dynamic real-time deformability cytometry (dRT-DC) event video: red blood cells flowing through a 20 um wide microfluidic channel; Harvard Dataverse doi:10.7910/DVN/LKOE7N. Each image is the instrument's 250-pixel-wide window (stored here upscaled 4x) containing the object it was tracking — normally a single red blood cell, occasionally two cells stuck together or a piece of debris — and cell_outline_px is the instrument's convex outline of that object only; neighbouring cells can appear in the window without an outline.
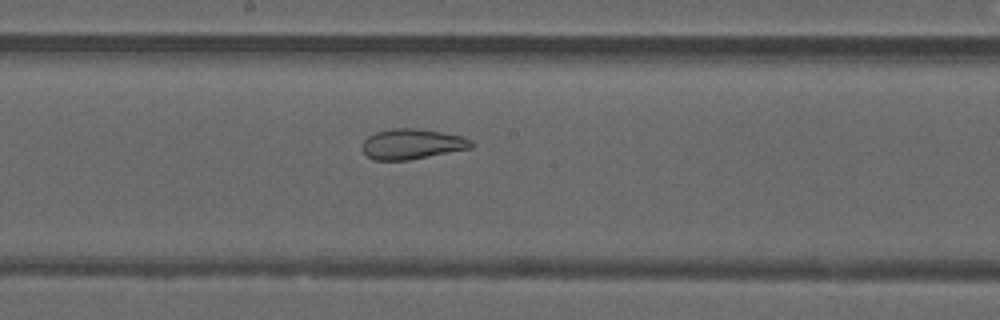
{"species": "common noctule bat (a hibernating species)", "species_latin": "Nyctalus noctula", "temperature_condition": "warm", "stored_images_in_passage": 33, "camera_frame_rate_fps": 3000, "um_per_image_px": 0.085, "animal": {"sex": "male", "forearm_length_mm": 52.5}, "frame": {"image": 1, "passage_image": 11, "time_ms": 3.333, "image_size_px": [1000, 320], "cell_outline_px": [[476, 144], [472, 148], [408, 160], [372, 160], [364, 152], [364, 140], [368, 136], [376, 132], [392, 128], [416, 128], [464, 136], [472, 140]], "centroid_in_image_um": [35.07, 12.24], "position_along_channel_um": 213.1, "area_um2": 19.25}}
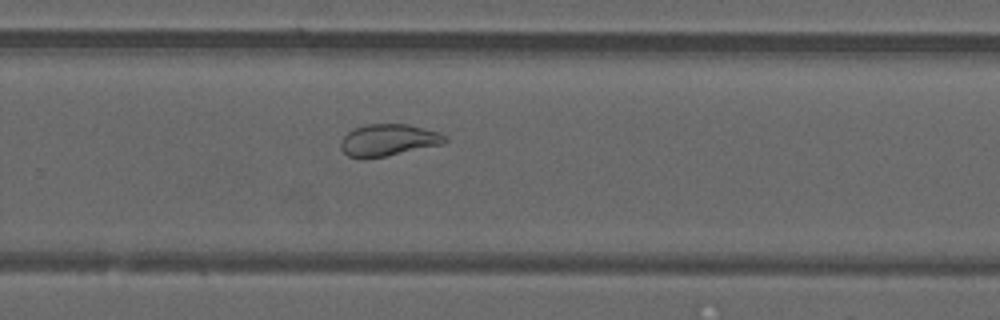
{"frame": {"image": 2, "passage_image": 17, "time_ms": 5.333, "image_size_px": [1000, 320], "cell_outline_px": [[448, 140], [444, 144], [364, 160], [360, 160], [348, 156], [340, 148], [340, 140], [352, 128], [368, 124], [408, 124], [440, 132], [448, 136]], "centroid_in_image_um": [32.99, 11.91], "position_along_channel_um": 296.8, "area_um2": 19.71}}
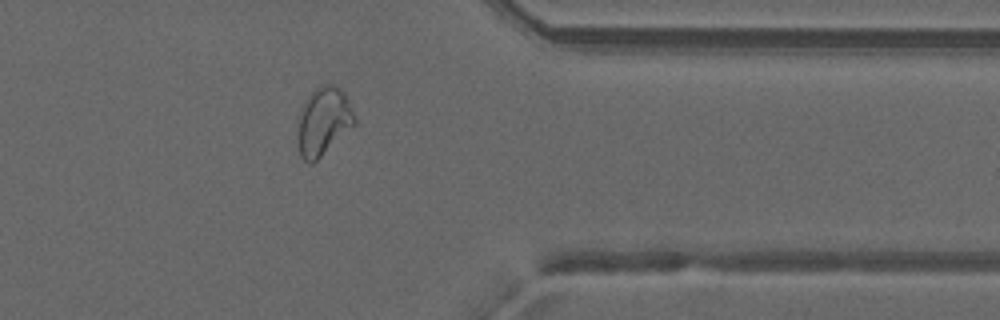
{"frame": {"image": 3, "passage_image": 24, "time_ms": 7.667, "image_size_px": [1000, 320], "cell_outline_px": [[356, 124], [312, 164], [308, 164], [300, 156], [296, 116], [304, 100], [320, 84], [336, 84], [344, 92], [356, 116]], "centroid_in_image_um": [27.47, 10.29], "position_along_channel_um": 383.9, "area_um2": 23.0}, "authors_computed_cell_mechanics": {"area_um2": 21.9062, "velocity_mm_per_s": 4.2071, "shape_relaxation_time_tau1_ms": null, "shape_relaxation_time_tau2_ms": 1.4102, "deformation_change_tau1": null, "deformation_change_tau2": 0.0875}}